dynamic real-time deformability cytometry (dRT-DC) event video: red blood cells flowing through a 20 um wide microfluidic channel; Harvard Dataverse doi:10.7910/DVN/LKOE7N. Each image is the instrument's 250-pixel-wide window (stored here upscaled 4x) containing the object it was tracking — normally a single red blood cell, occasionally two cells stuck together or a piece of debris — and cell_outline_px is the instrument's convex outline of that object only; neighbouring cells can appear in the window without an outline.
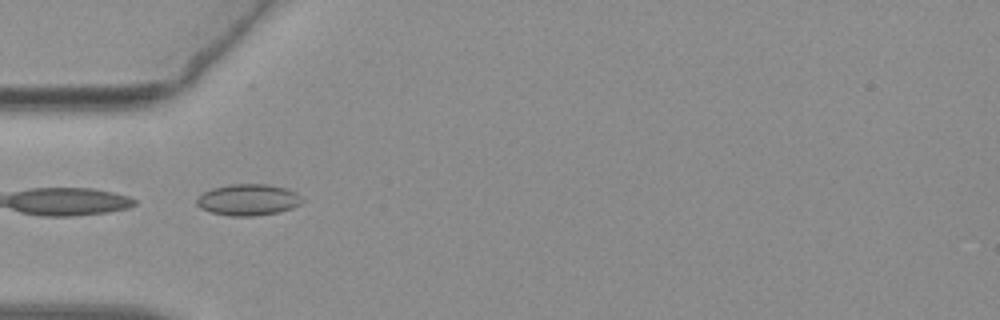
{"species": "common noctule bat (a hibernating species)", "species_latin": "Nyctalus noctula", "temperature_condition": "warm", "stored_images_in_passage": 8, "camera_frame_rate_fps": 3000, "um_per_image_px": 0.085, "animal": {"sex": "female", "body_mass_g": 19.3, "forearm_length_mm": 54.1}, "frame": {"image": 1, "passage_image": 1, "time_ms": 0.0, "image_size_px": [1000, 320], "cell_outline_px": [[304, 200], [300, 204], [292, 208], [276, 212], [256, 216], [232, 216], [212, 212], [200, 208], [196, 204], [196, 200], [204, 192], [212, 188], [232, 184], [268, 184], [288, 188], [296, 192]], "centroid_in_image_um": [21.12, 16.97], "position_along_channel_um": 63.9, "area_um2": 19.25}}